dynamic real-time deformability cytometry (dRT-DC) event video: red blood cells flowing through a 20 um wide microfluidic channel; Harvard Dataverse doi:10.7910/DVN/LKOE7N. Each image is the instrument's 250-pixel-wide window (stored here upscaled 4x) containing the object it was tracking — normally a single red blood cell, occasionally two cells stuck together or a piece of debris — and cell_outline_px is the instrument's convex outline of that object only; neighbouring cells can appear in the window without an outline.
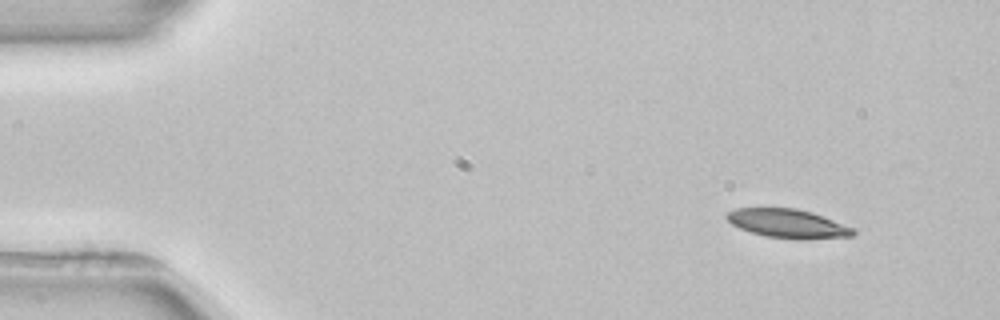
{"species": "common noctule bat (a hibernating species)", "species_latin": "Nyctalus noctula", "temperature_condition": "room temperature", "stored_images_in_passage": 4, "camera_frame_rate_fps": 3000, "um_per_image_px": 0.085, "animal": {"sex": "female", "body_mass_g": 22.7, "forearm_length_mm": 54.2}, "frame": {"image": 1, "passage_image": 1, "time_ms": 0.0, "image_size_px": [1000, 320], "cell_outline_px": [[856, 232], [852, 236], [800, 240], [764, 236], [740, 228], [732, 224], [724, 216], [728, 212], [736, 208], [796, 208], [812, 212], [852, 228]], "centroid_in_image_um": [66.93, 19.0], "position_along_channel_um": 18.1, "area_um2": 21.1}}
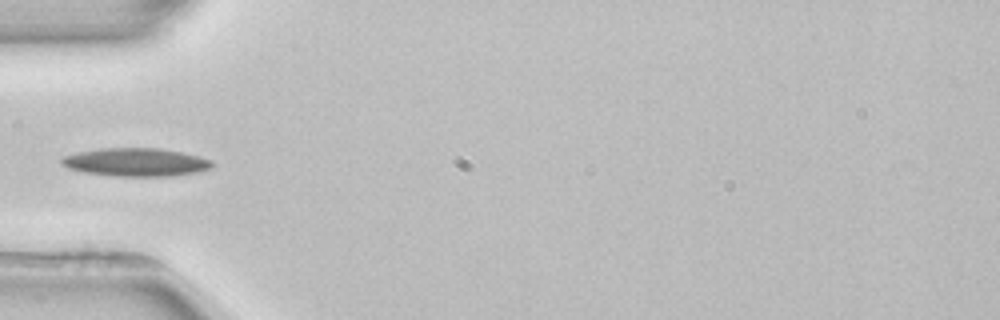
{"frame": {"image": 2, "passage_image": 4, "time_ms": 4.0, "image_size_px": [1000, 320], "cell_outline_px": [[216, 164], [212, 168], [196, 172], [168, 176], [116, 176], [84, 172], [68, 168], [60, 160], [64, 156], [80, 152], [100, 148], [156, 148], [180, 152], [212, 160]], "centroid_in_image_um": [11.58, 13.79], "position_along_channel_um": 73.4, "area_um2": 24.45}}